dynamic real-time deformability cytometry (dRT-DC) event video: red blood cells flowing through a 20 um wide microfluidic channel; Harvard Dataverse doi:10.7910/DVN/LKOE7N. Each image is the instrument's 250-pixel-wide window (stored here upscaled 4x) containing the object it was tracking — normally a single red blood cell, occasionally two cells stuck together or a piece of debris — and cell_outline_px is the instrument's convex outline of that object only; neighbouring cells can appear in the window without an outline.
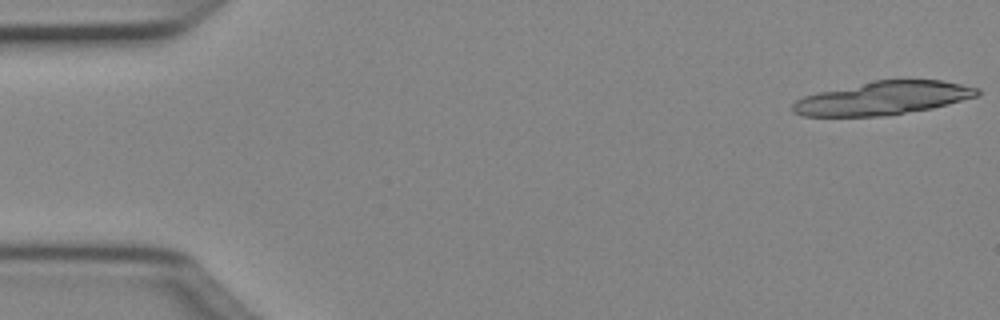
{"species": "Egyptian fruit bat (a non-hibernating species)", "species_latin": "Rousettus aegyptiacus", "temperature_condition": "cold", "stored_images_in_passage": 37, "camera_frame_rate_fps": 3000, "um_per_image_px": 0.085, "animal": {"sex": "female"}, "frame": {"image": 1, "passage_image": 1, "time_ms": 0.0, "image_size_px": [1000, 320], "cell_outline_px": [[980, 96], [932, 108], [884, 116], [804, 116], [792, 112], [792, 104], [796, 100], [804, 96], [820, 92], [876, 80], [944, 80], [980, 88]], "centroid_in_image_um": [75.11, 8.34], "position_along_channel_um": 9.9, "area_um2": 35.72}}